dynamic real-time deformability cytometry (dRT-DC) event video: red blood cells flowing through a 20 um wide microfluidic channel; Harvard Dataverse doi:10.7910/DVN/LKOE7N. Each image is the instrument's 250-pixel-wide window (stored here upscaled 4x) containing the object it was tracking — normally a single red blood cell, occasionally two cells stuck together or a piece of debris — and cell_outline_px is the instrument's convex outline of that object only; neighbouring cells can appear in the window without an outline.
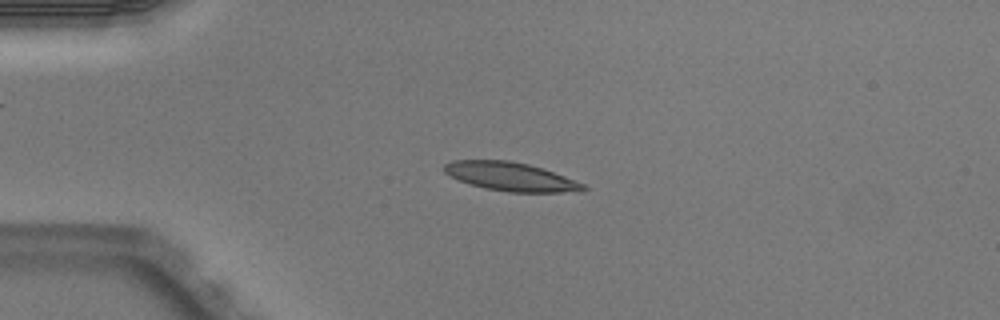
{"species": "Egyptian fruit bat (a non-hibernating species)", "species_latin": "Rousettus aegyptiacus", "temperature_condition": "warm", "stored_images_in_passage": 5, "camera_frame_rate_fps": 3000, "um_per_image_px": 0.085, "animal": {"sex": "male"}, "frame": {"image": 1, "passage_image": 4, "time_ms": 1.0, "image_size_px": [1000, 320], "cell_outline_px": [[588, 188], [584, 192], [508, 192], [484, 188], [468, 184], [448, 176], [444, 172], [444, 164], [452, 160], [508, 160], [528, 164], [544, 168], [584, 184]], "centroid_in_image_um": [43.4, 15.02], "position_along_channel_um": 41.6, "area_um2": 23.47}}